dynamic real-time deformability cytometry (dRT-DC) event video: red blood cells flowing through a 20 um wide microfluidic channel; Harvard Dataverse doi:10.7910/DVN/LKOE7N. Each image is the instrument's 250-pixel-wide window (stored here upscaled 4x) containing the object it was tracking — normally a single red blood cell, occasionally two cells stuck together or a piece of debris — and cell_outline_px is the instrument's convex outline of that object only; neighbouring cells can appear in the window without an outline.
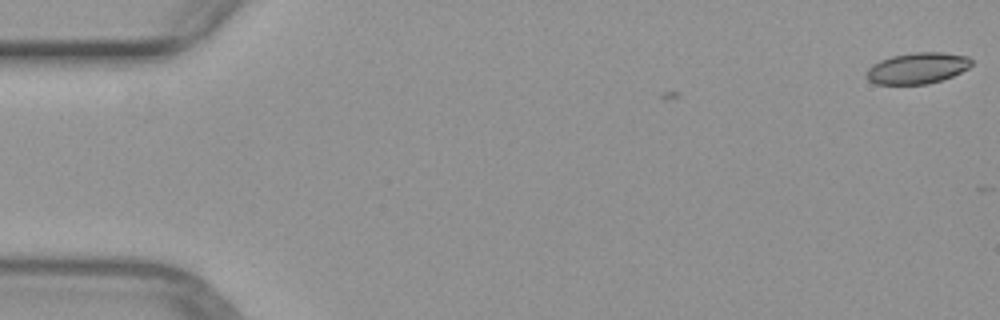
{"species": "common noctule bat (a hibernating species)", "species_latin": "Nyctalus noctula", "temperature_condition": "warm", "stored_images_in_passage": 4, "camera_frame_rate_fps": 3000, "um_per_image_px": 0.085, "animal": {"sex": "female", "body_mass_g": 29.2, "forearm_length_mm": 56.3}, "frame": {"image": 1, "passage_image": 1, "time_ms": 0.0, "image_size_px": [1000, 320], "cell_outline_px": [[972, 64], [968, 68], [952, 76], [928, 84], [876, 84], [868, 80], [868, 68], [872, 64], [880, 60], [892, 56], [916, 52], [940, 52], [968, 56], [972, 60]], "centroid_in_image_um": [77.99, 5.79], "position_along_channel_um": 7.0, "area_um2": 18.9}}